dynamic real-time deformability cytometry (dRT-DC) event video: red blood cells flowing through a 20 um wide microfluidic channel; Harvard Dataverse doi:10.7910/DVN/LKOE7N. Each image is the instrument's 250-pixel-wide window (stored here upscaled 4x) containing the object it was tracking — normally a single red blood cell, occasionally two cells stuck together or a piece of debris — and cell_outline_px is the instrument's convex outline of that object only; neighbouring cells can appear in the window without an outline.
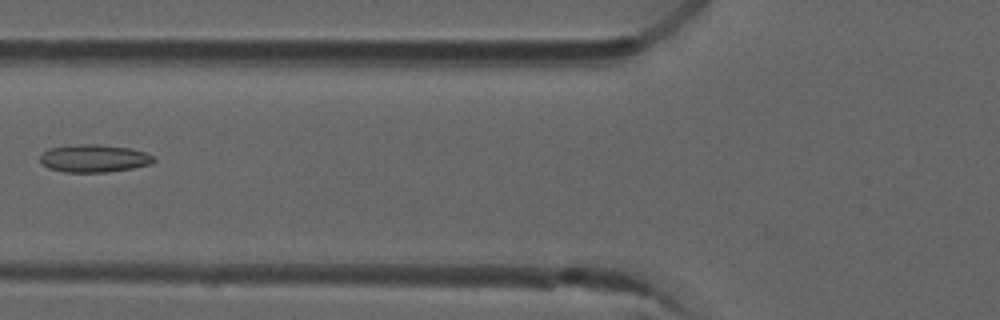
{"species": "common noctule bat (a hibernating species)", "species_latin": "Nyctalus noctula", "temperature_condition": "room temperature", "stored_images_in_passage": 2, "camera_frame_rate_fps": 3000, "um_per_image_px": 0.085, "animal": {"sex": "male", "forearm_length_mm": 52.5}, "frame": {"image": 1, "passage_image": 2, "time_ms": 0.333, "image_size_px": [1000, 320], "cell_outline_px": [[156, 160], [152, 164], [132, 168], [108, 172], [64, 172], [48, 168], [40, 160], [40, 156], [48, 148], [80, 144], [96, 144], [132, 148], [144, 152], [152, 156]], "centroid_in_image_um": [8.01, 13.46], "position_along_channel_um": 117.8, "area_um2": 18.32}}